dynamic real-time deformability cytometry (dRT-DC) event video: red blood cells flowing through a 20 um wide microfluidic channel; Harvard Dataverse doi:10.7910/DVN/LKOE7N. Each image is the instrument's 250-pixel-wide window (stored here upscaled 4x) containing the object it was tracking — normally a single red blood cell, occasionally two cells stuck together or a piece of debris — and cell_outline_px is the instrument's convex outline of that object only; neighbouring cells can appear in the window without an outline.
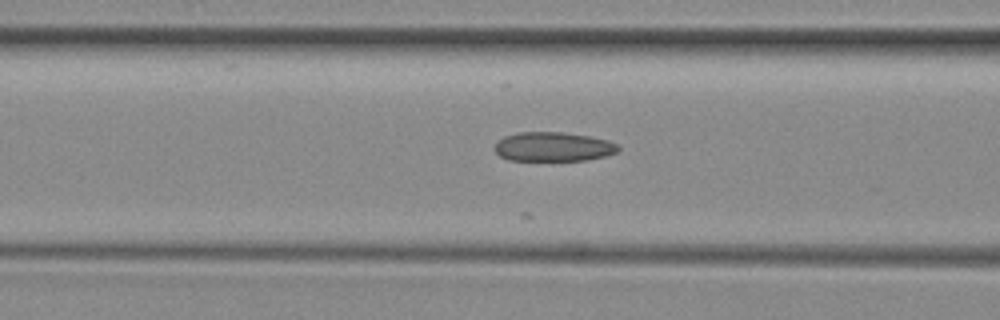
{"species": "common noctule bat (a hibernating species)", "species_latin": "Nyctalus noctula", "temperature_condition": "room temperature", "stored_images_in_passage": 18, "camera_frame_rate_fps": 3000, "um_per_image_px": 0.085, "animal": {"sex": "female", "body_mass_g": 29.2, "forearm_length_mm": 56.3}, "frame": {"image": 1, "passage_image": 5, "time_ms": 1.333, "image_size_px": [1000, 320], "cell_outline_px": [[620, 148], [616, 152], [608, 156], [588, 160], [508, 160], [500, 156], [492, 148], [496, 140], [504, 136], [520, 132], [560, 132], [588, 136], [608, 140], [616, 144]], "centroid_in_image_um": [46.98, 12.47], "position_along_channel_um": 119.6, "area_um2": 21.21}}
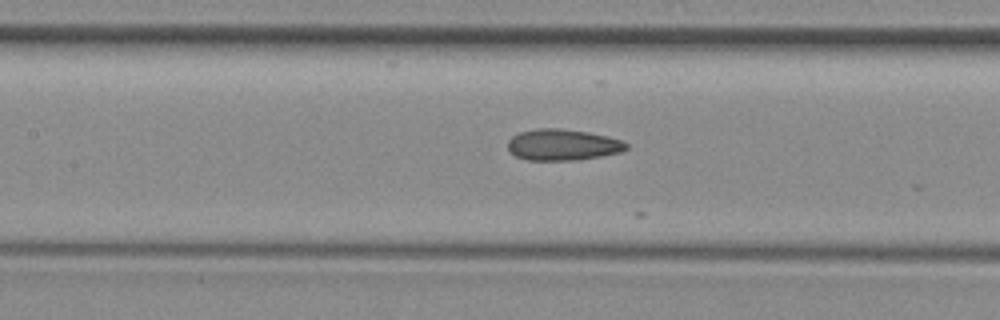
{"frame": {"image": 2, "passage_image": 8, "time_ms": 2.333, "image_size_px": [1000, 320], "cell_outline_px": [[628, 148], [620, 152], [580, 160], [528, 160], [516, 156], [508, 148], [508, 140], [512, 136], [520, 132], [536, 128], [560, 128], [588, 132], [608, 136], [620, 140], [628, 144]], "centroid_in_image_um": [47.83, 12.3], "position_along_channel_um": 159.6, "area_um2": 21.56}}